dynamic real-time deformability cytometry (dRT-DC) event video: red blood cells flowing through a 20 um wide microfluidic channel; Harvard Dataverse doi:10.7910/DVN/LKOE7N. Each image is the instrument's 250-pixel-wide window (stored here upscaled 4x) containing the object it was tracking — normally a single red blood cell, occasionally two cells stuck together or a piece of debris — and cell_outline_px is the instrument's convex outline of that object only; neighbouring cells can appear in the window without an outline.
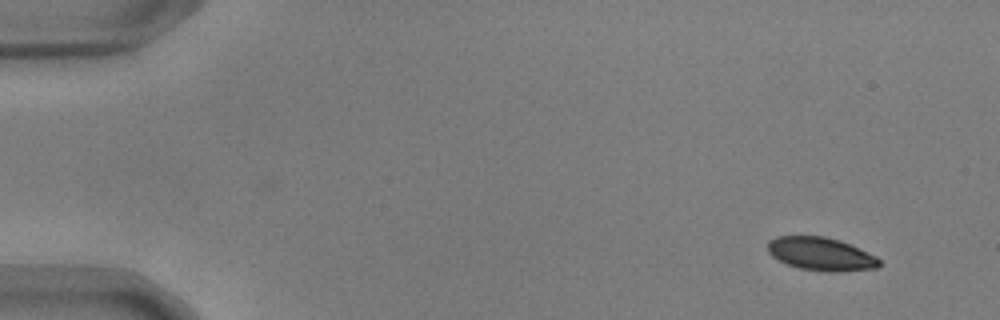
{"species": "common noctule bat (a hibernating species)", "species_latin": "Nyctalus noctula", "temperature_condition": "warm", "stored_images_in_passage": 52, "camera_frame_rate_fps": 3000, "um_per_image_px": 0.085, "animal": {"sex": "male", "body_mass_g": 17.9, "forearm_length_mm": 54.2}, "frame": {"image": 1, "passage_image": 1, "time_ms": 0.0, "image_size_px": [1000, 320], "cell_outline_px": [[880, 264], [876, 268], [832, 272], [828, 272], [800, 268], [788, 264], [772, 256], [768, 252], [768, 240], [776, 236], [824, 236], [840, 240], [860, 248], [876, 256], [880, 260]], "centroid_in_image_um": [69.78, 21.57], "position_along_channel_um": 15.2, "area_um2": 21.5}}
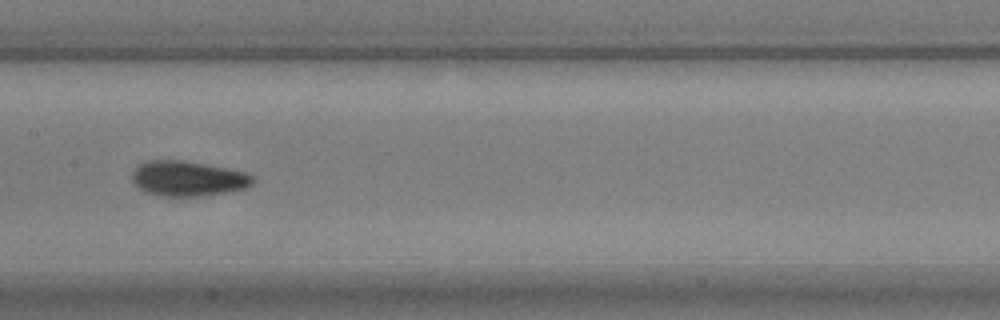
{"frame": {"image": 2, "passage_image": 25, "time_ms": 8.0, "image_size_px": [1000, 320], "cell_outline_px": [[256, 180], [248, 188], [200, 196], [156, 196], [144, 192], [132, 180], [132, 172], [144, 160], [184, 160], [244, 172], [252, 176]], "centroid_in_image_um": [15.94, 15.18], "position_along_channel_um": 191.5, "area_um2": 24.68}}
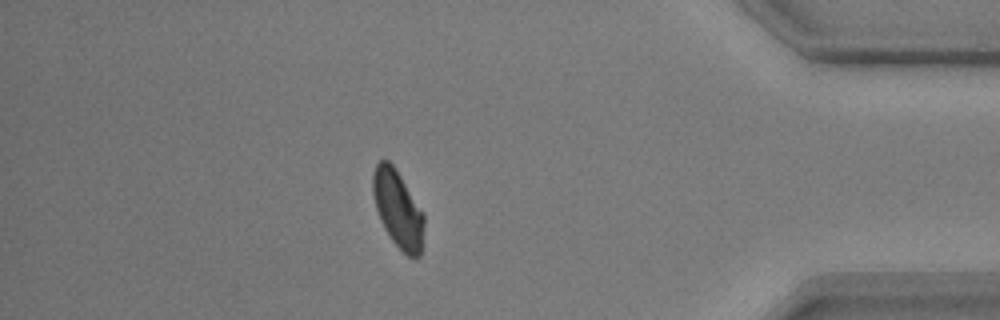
{"frame": {"image": 3, "passage_image": 45, "time_ms": 14.667, "image_size_px": [1000, 320], "cell_outline_px": [[424, 224], [420, 256], [408, 256], [392, 240], [384, 228], [380, 220], [376, 208], [372, 192], [372, 172], [376, 164], [380, 160], [388, 160], [392, 164], [424, 212]], "centroid_in_image_um": [33.81, 17.74], "position_along_channel_um": 401.4, "area_um2": 22.83}, "authors_computed_cell_mechanics": {"area_um2": 23.6113, "velocity_mm_per_s": 3.6753, "shape_relaxation_time_tau1_ms": 3.0244, "shape_relaxation_time_tau2_ms": 1.5968, "deformation_change_tau1": 0.1053, "deformation_change_tau2": 0.0626}}